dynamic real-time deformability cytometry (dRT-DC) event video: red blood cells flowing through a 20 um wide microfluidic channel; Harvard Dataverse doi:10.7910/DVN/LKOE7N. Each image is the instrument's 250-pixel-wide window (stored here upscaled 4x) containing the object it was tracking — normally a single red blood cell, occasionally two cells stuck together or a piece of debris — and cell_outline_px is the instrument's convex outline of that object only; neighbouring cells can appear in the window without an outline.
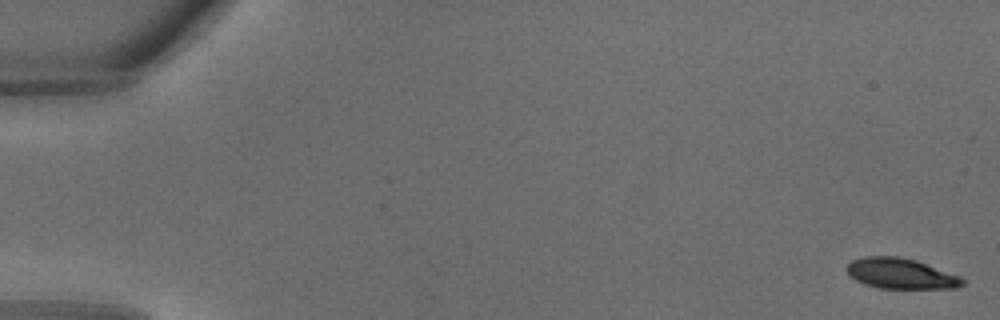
{"species": "common noctule bat (a hibernating species)", "species_latin": "Nyctalus noctula", "temperature_condition": "warm", "stored_images_in_passage": 15, "camera_frame_rate_fps": 3000, "um_per_image_px": 0.085, "animal": {"sex": "male", "body_mass_g": 18.8}, "frame": {"image": 1, "passage_image": 1, "time_ms": 0.0, "image_size_px": [1000, 320], "cell_outline_px": [[964, 284], [956, 288], [880, 288], [864, 284], [848, 276], [848, 264], [852, 260], [864, 256], [896, 256], [916, 260], [960, 276], [964, 280]], "centroid_in_image_um": [76.56, 23.25], "position_along_channel_um": 8.4, "area_um2": 20.46}}
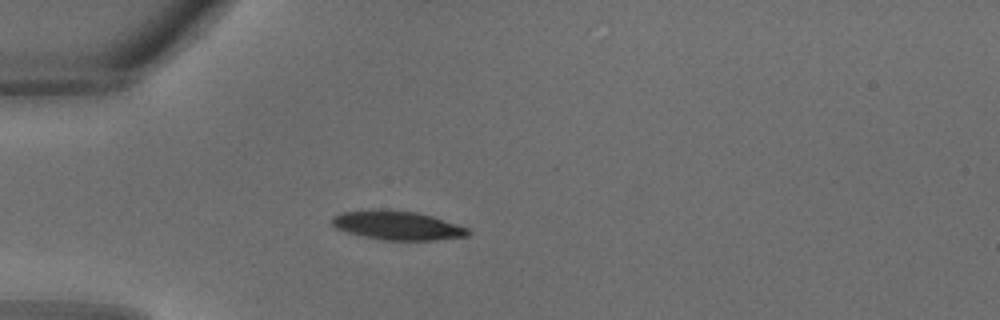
{"frame": {"image": 2, "passage_image": 10, "time_ms": 3.0, "image_size_px": [1000, 320], "cell_outline_px": [[472, 232], [468, 236], [436, 240], [384, 240], [364, 236], [348, 232], [336, 228], [332, 224], [332, 216], [344, 212], [380, 208], [416, 212], [432, 216], [468, 228]], "centroid_in_image_um": [33.79, 19.15], "position_along_channel_um": 51.2, "area_um2": 22.95}}
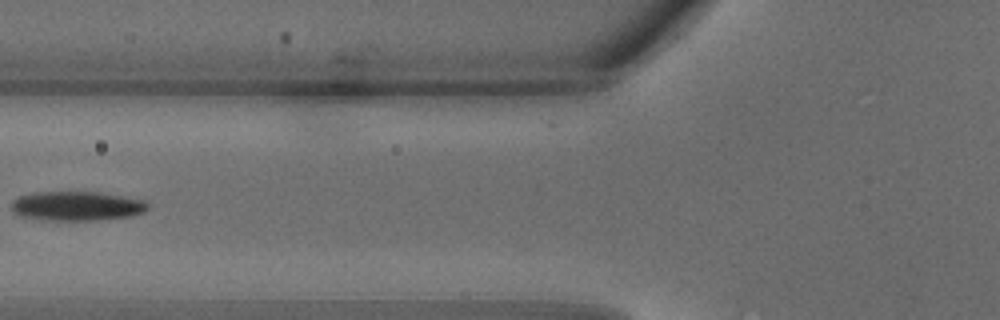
{"frame": {"image": 3, "passage_image": 14, "time_ms": 4.333, "image_size_px": [1000, 320], "cell_outline_px": [[148, 208], [144, 212], [132, 216], [100, 220], [44, 220], [20, 216], [12, 212], [12, 200], [20, 196], [36, 192], [100, 192], [144, 200], [148, 204]], "centroid_in_image_um": [6.53, 17.52], "position_along_channel_um": 119.3, "area_um2": 23.41}}